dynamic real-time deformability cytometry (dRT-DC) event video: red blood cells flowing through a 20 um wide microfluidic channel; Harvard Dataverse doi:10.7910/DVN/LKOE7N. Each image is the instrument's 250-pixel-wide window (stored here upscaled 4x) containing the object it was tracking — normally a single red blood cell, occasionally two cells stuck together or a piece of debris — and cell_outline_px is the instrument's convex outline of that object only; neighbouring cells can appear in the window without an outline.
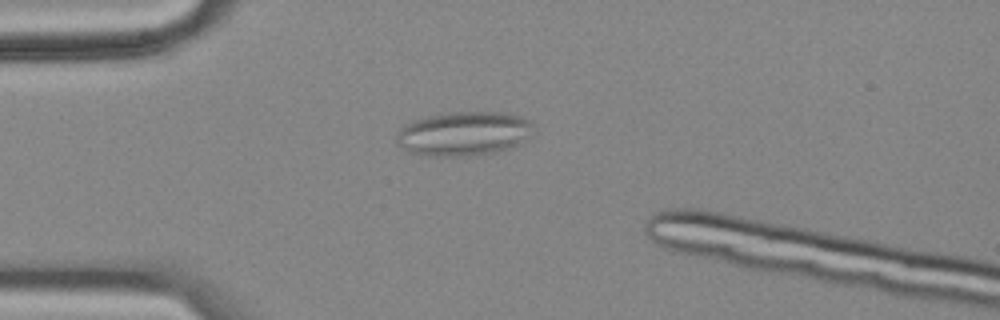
{"species": "common noctule bat (a hibernating species)", "species_latin": "Nyctalus noctula", "temperature_condition": "cold", "stored_images_in_passage": 50, "camera_frame_rate_fps": 3000, "um_per_image_px": 0.085, "animal": {"sex": "female", "body_mass_g": 18.4}, "frame": {"image": 1, "passage_image": 15, "time_ms": 4.667, "image_size_px": [1000, 320], "cell_outline_px": [[536, 132], [524, 140], [508, 148], [496, 152], [460, 156], [428, 156], [408, 152], [400, 148], [396, 144], [396, 132], [404, 124], [412, 120], [428, 116], [448, 112], [500, 112], [520, 116], [536, 124]], "centroid_in_image_um": [39.4, 11.35], "position_along_channel_um": 45.6, "area_um2": 35.72}}